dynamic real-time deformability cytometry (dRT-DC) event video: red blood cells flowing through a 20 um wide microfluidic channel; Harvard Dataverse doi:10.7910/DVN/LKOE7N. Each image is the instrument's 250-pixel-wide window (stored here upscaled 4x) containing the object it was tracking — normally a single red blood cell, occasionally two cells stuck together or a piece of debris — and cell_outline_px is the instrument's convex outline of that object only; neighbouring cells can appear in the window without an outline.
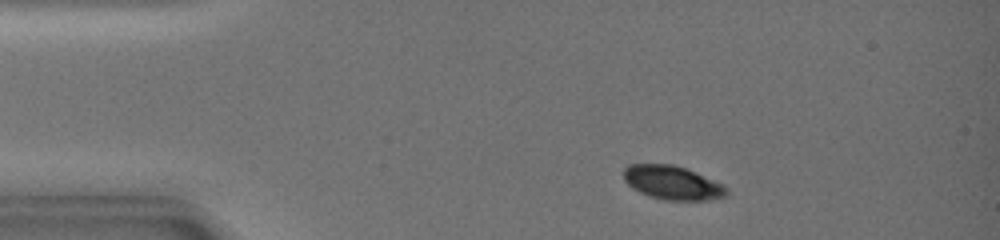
{"species": "common noctule bat (a hibernating species)", "species_latin": "Nyctalus noctula", "temperature_condition": "warm", "stored_images_in_passage": 36, "camera_frame_rate_fps": 3000, "um_per_image_px": 0.085, "animal": {"sex": "female", "body_mass_g": 19.0, "forearm_length_mm": 51.5}, "frame": {"image": 1, "passage_image": 1, "time_ms": 0.0, "image_size_px": [1000, 240], "cell_outline_px": [[728, 196], [712, 200], [664, 200], [648, 196], [632, 188], [624, 180], [624, 168], [628, 164], [672, 164], [684, 168], [724, 184], [728, 188]], "centroid_in_image_um": [57.17, 15.54], "position_along_channel_um": 27.8, "area_um2": 20.4}}
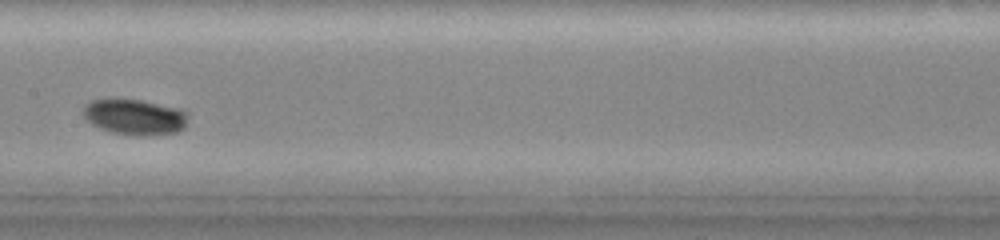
{"frame": {"image": 2, "passage_image": 17, "time_ms": 5.333, "image_size_px": [1000, 240], "cell_outline_px": [[188, 116], [184, 128], [180, 132], [148, 136], [136, 136], [112, 132], [100, 128], [92, 124], [84, 116], [84, 104], [92, 100], [140, 100], [180, 108], [188, 112]], "centroid_in_image_um": [11.51, 9.96], "position_along_channel_um": 195.9, "area_um2": 21.79}}
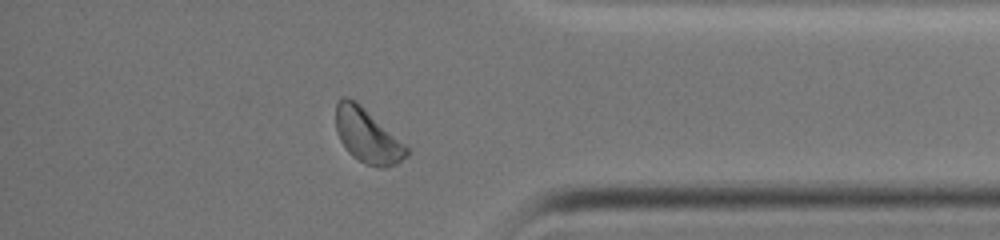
{"frame": {"image": 3, "passage_image": 32, "time_ms": 10.333, "image_size_px": [1000, 240], "cell_outline_px": [[412, 152], [408, 156], [396, 164], [380, 168], [364, 164], [352, 156], [348, 152], [340, 140], [336, 132], [336, 104], [340, 96], [348, 96], [356, 100], [404, 144]], "centroid_in_image_um": [31.2, 11.54], "position_along_channel_um": 404.0, "area_um2": 22.43}, "authors_computed_cell_mechanics": {"area_um2": 21.9351, "velocity_mm_per_s": 4.2852, "shape_relaxation_time_tau1_ms": 0.8369, "shape_relaxation_time_tau2_ms": 5.3975, "deformation_change_tau1": 0.0749, "deformation_change_tau2": 0.0778}}